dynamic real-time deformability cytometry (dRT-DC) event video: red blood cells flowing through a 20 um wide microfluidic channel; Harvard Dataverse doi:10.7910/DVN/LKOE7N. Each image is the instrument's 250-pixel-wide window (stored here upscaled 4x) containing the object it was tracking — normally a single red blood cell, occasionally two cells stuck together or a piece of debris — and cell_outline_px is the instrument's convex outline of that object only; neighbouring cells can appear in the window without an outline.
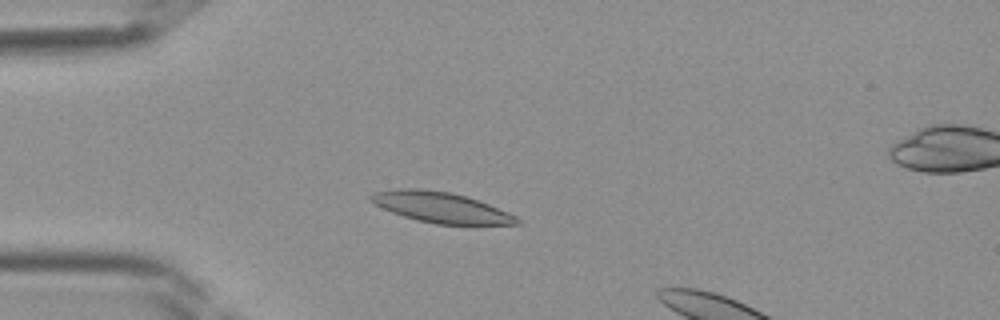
{"species": "Egyptian fruit bat (a non-hibernating species)", "species_latin": "Rousettus aegyptiacus", "temperature_condition": "room temperature", "stored_images_in_passage": 36, "camera_frame_rate_fps": 3000, "um_per_image_px": 0.085, "frame": {"image": 1, "passage_image": 9, "time_ms": 2.667, "image_size_px": [1000, 320], "cell_outline_px": [[520, 224], [436, 224], [416, 220], [392, 212], [368, 200], [368, 196], [372, 192], [400, 188], [420, 188], [448, 192], [464, 196], [488, 204], [508, 212], [516, 216], [520, 220]], "centroid_in_image_um": [37.43, 17.62], "position_along_channel_um": 47.6, "area_um2": 25.72}}
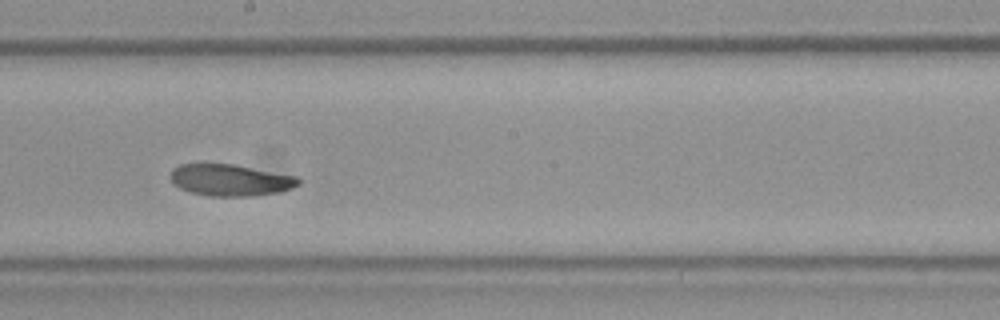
{"frame": {"image": 2, "passage_image": 21, "time_ms": 6.667, "image_size_px": [1000, 320], "cell_outline_px": [[304, 180], [300, 184], [292, 188], [280, 192], [252, 196], [208, 196], [192, 192], [180, 188], [168, 176], [172, 168], [180, 164], [236, 164], [296, 176]], "centroid_in_image_um": [19.62, 15.3], "position_along_channel_um": 228.6, "area_um2": 23.81}}
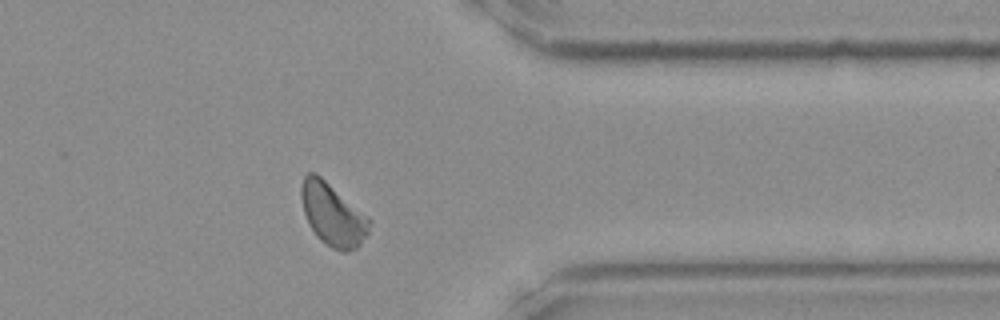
{"frame": {"image": 3, "passage_image": 31, "time_ms": 10.0, "image_size_px": [1000, 320], "cell_outline_px": [[372, 224], [368, 232], [360, 244], [356, 248], [348, 252], [340, 252], [332, 248], [320, 240], [316, 236], [308, 224], [304, 212], [300, 196], [300, 184], [304, 176], [308, 172], [316, 172], [368, 216], [372, 220]], "centroid_in_image_um": [28.27, 18.23], "position_along_channel_um": 383.1, "area_um2": 25.09}}